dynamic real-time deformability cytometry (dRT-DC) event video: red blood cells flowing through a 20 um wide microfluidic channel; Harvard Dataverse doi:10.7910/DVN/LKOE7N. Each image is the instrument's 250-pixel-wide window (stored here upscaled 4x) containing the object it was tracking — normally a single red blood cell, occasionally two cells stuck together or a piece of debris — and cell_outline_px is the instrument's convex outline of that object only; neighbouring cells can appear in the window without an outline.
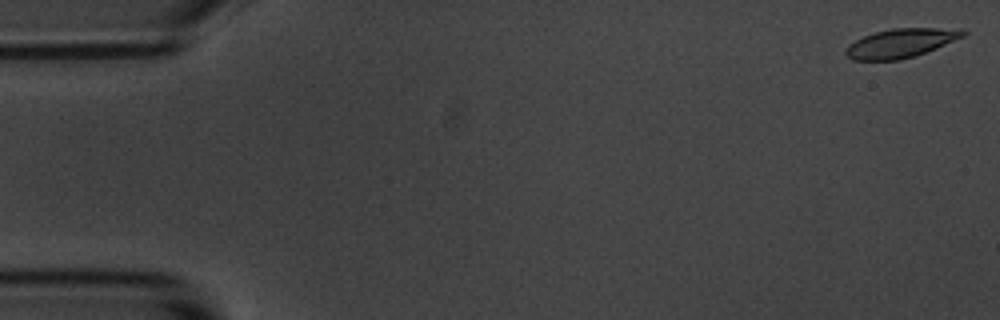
{"species": "common noctule bat (a hibernating species)", "species_latin": "Nyctalus noctula", "temperature_condition": "room temperature", "stored_images_in_passage": 54, "camera_frame_rate_fps": 3000, "um_per_image_px": 0.085, "animal": {"sex": "male", "body_mass_g": 20.1, "forearm_length_mm": 53.5}, "frame": {"image": 1, "passage_image": 1, "time_ms": 0.0, "image_size_px": [1000, 320], "cell_outline_px": [[968, 32], [964, 36], [936, 48], [916, 56], [900, 60], [852, 60], [844, 52], [844, 48], [848, 44], [864, 36], [876, 32], [892, 28], [964, 28]], "centroid_in_image_um": [76.58, 3.66], "position_along_channel_um": 8.4, "area_um2": 19.94}}
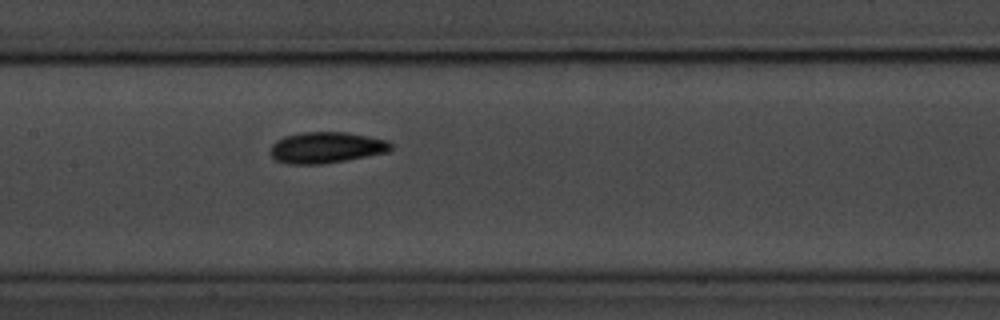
{"frame": {"image": 2, "passage_image": 26, "time_ms": 8.333, "image_size_px": [1000, 320], "cell_outline_px": [[392, 148], [388, 152], [324, 164], [288, 164], [276, 160], [272, 156], [272, 144], [276, 140], [284, 136], [300, 132], [344, 132], [368, 136], [388, 140], [392, 144]], "centroid_in_image_um": [27.74, 12.54], "position_along_channel_um": 179.7, "area_um2": 21.85}}
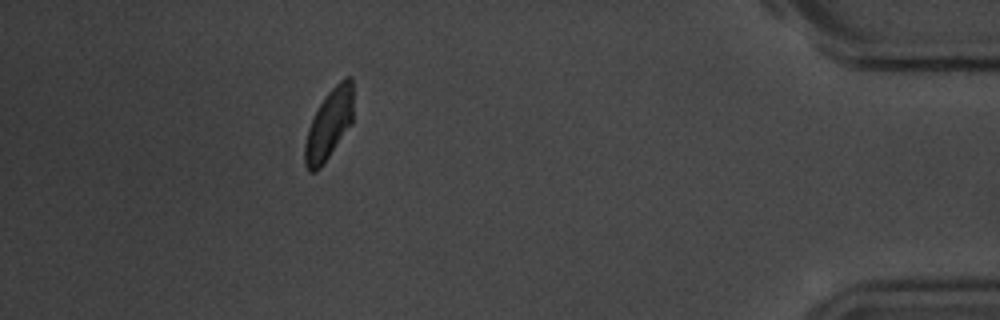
{"frame": {"image": 3, "passage_image": 49, "time_ms": 16.0, "image_size_px": [1000, 320], "cell_outline_px": [[352, 124], [320, 168], [316, 172], [308, 172], [304, 164], [304, 144], [308, 128], [324, 96], [344, 76], [352, 76]], "centroid_in_image_um": [27.95, 10.59], "position_along_channel_um": 407.2, "area_um2": 19.77}, "authors_computed_cell_mechanics": {"area_um2": 20.5479, "velocity_mm_per_s": 3.6583, "shape_relaxation_time_tau1_ms": 2.1501, "shape_relaxation_time_tau2_ms": 1.6258, "deformation_change_tau1": 0.1235, "deformation_change_tau2": 0.0657}}